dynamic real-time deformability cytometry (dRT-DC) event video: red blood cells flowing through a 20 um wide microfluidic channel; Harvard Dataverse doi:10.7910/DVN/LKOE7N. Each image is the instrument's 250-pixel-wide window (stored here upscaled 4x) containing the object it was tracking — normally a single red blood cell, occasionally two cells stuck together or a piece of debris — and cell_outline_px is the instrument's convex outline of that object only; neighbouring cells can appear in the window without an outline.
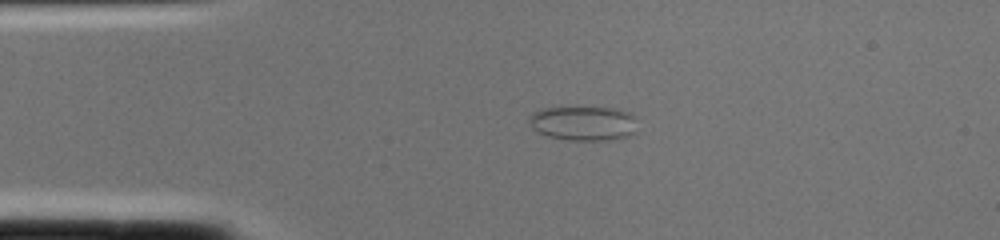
{"species": "common noctule bat (a hibernating species)", "species_latin": "Nyctalus noctula", "temperature_condition": "cold", "stored_images_in_passage": 1, "camera_frame_rate_fps": 3000, "um_per_image_px": 0.085, "animal": {"sex": "female", "body_mass_g": 22.0, "forearm_length_mm": 56.7}, "frame": {"image": 1, "passage_image": 1, "time_ms": 0.0, "image_size_px": [1000, 240], "cell_outline_px": [[636, 116], [632, 132], [628, 136], [612, 140], [568, 140], [548, 136], [532, 128], [528, 124], [528, 116], [532, 112], [540, 108], [612, 108], [628, 112]], "centroid_in_image_um": [49.53, 10.48], "position_along_channel_um": 35.5, "area_um2": 21.62}}